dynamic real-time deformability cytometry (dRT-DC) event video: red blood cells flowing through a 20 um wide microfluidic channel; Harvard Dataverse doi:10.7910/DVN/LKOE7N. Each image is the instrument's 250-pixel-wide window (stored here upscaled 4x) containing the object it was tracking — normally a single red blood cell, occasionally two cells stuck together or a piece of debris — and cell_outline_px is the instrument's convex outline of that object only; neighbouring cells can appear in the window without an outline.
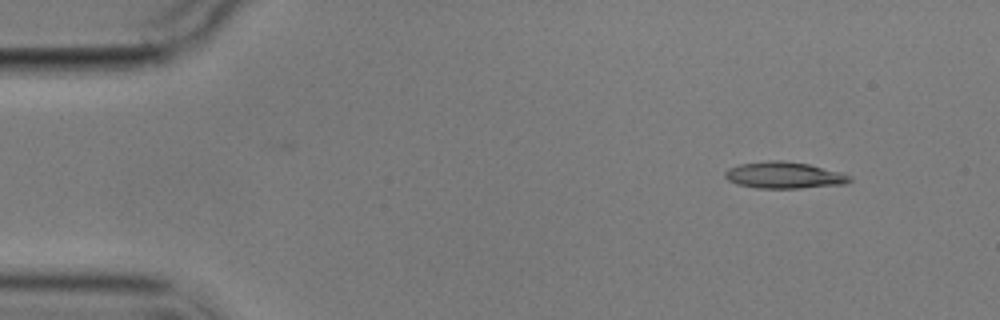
{"species": "common noctule bat (a hibernating species)", "species_latin": "Nyctalus noctula", "temperature_condition": "cold", "stored_images_in_passage": 4, "camera_frame_rate_fps": 3000, "um_per_image_px": 0.085, "animal": {"sex": "male", "body_mass_g": 17.9}, "frame": {"image": 1, "passage_image": 1, "time_ms": 0.0, "image_size_px": [1000, 320], "cell_outline_px": [[852, 180], [844, 184], [800, 188], [756, 188], [736, 184], [728, 180], [724, 176], [724, 172], [728, 168], [740, 164], [768, 160], [780, 160], [808, 164], [840, 172], [852, 176]], "centroid_in_image_um": [66.62, 14.89], "position_along_channel_um": 18.4, "area_um2": 19.31}}
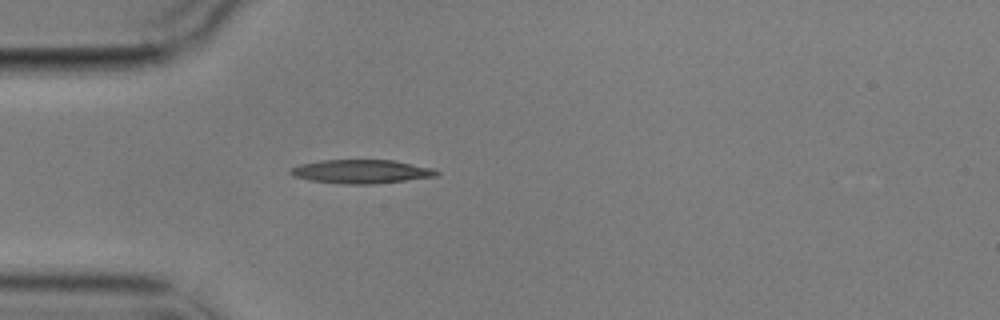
{"frame": {"image": 2, "passage_image": 4, "time_ms": 3.333, "image_size_px": [1000, 320], "cell_outline_px": [[440, 172], [436, 176], [372, 184], [344, 184], [308, 180], [292, 176], [288, 172], [292, 168], [300, 164], [320, 160], [396, 160], [432, 168]], "centroid_in_image_um": [30.67, 14.57], "position_along_channel_um": 54.3, "area_um2": 20.17}}